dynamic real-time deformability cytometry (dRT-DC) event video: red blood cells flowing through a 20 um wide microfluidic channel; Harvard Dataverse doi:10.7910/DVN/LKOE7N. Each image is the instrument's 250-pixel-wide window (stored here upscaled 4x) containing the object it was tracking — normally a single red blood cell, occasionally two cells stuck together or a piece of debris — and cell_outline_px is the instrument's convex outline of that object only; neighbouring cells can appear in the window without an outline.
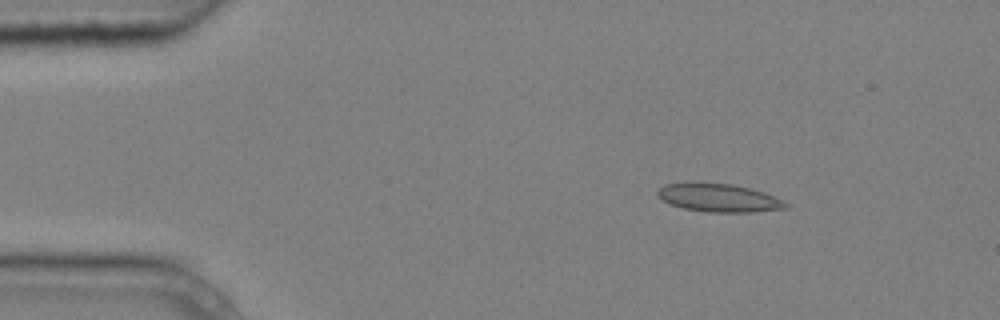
{"species": "common noctule bat (a hibernating species)", "species_latin": "Nyctalus noctula", "temperature_condition": "cold", "stored_images_in_passage": 4, "camera_frame_rate_fps": 3000, "um_per_image_px": 0.085, "animal": {"sex": "male", "body_mass_g": 20.4}, "frame": {"image": 1, "passage_image": 2, "time_ms": 0.333, "image_size_px": [1000, 320], "cell_outline_px": [[788, 204], [784, 208], [752, 212], [708, 212], [684, 208], [672, 204], [664, 200], [656, 192], [664, 184], [688, 180], [732, 184], [752, 188], [764, 192]], "centroid_in_image_um": [61.03, 16.77], "position_along_channel_um": 24.0, "area_um2": 21.21}}